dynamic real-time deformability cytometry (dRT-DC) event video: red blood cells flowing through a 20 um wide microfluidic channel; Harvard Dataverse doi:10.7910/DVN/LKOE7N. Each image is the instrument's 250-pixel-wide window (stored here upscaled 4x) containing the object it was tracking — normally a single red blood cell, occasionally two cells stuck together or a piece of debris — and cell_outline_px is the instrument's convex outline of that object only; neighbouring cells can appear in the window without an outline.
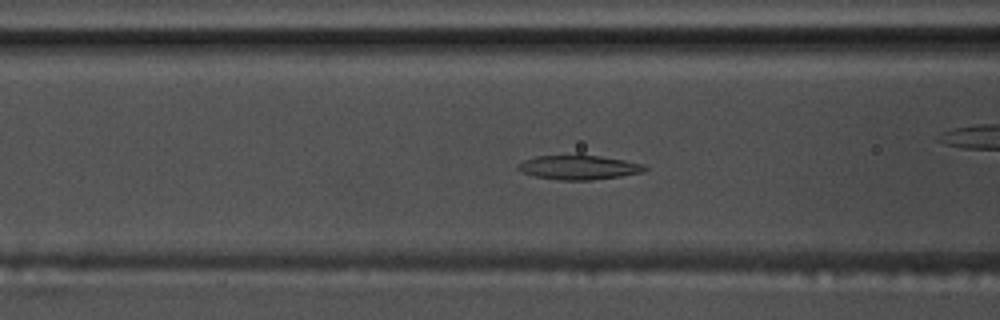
{"species": "common noctule bat (a hibernating species)", "species_latin": "Nyctalus noctula", "temperature_condition": "warm", "stored_images_in_passage": 58, "camera_frame_rate_fps": 3000, "um_per_image_px": 0.085, "animal": {"sex": "male", "body_mass_g": 17.5, "forearm_length_mm": 52.3}, "frame": {"image": 1, "passage_image": 23, "time_ms": 7.333, "image_size_px": [1000, 320], "cell_outline_px": [[648, 168], [644, 172], [620, 176], [592, 180], [560, 180], [536, 176], [520, 172], [516, 168], [516, 164], [524, 160], [536, 156], [576, 152], [624, 160], [644, 164]], "centroid_in_image_um": [49.15, 14.18], "position_along_channel_um": 117.4, "area_um2": 18.73}}
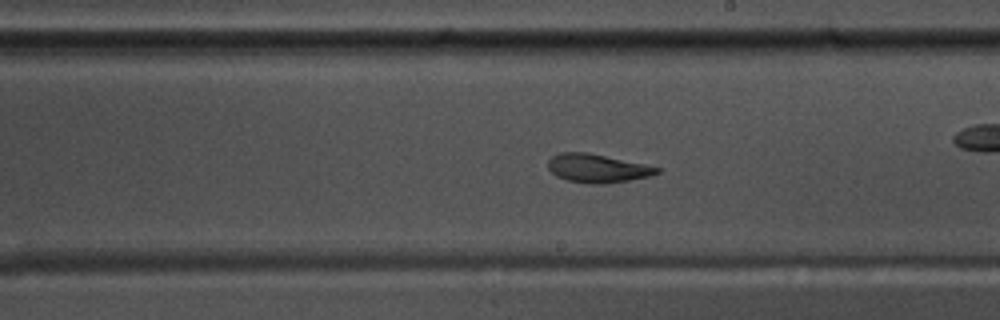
{"frame": {"image": 2, "passage_image": 33, "time_ms": 10.667, "image_size_px": [1000, 320], "cell_outline_px": [[660, 172], [648, 176], [628, 180], [604, 184], [588, 184], [568, 180], [556, 176], [548, 168], [548, 160], [552, 156], [560, 152], [588, 152], [644, 164], [660, 168]], "centroid_in_image_um": [50.74, 14.3], "position_along_channel_um": 238.3, "area_um2": 17.98}}
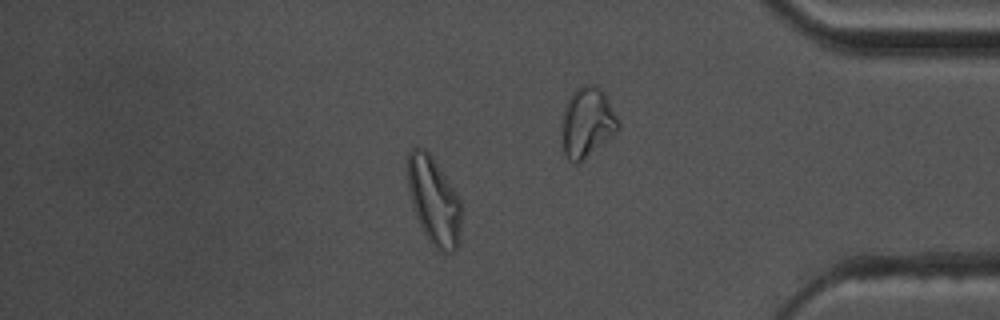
{"frame": {"image": 3, "passage_image": 49, "time_ms": 16.0, "image_size_px": [1000, 320], "cell_outline_px": [[460, 240], [456, 248], [452, 252], [440, 252], [428, 240], [416, 216], [412, 204], [408, 188], [408, 152], [412, 148], [424, 148], [432, 156], [456, 192], [460, 200]], "centroid_in_image_um": [36.88, 17.07], "position_along_channel_um": 398.3, "area_um2": 27.17}, "authors_computed_cell_mechanics": {"area_um2": 19.7965, "velocity_mm_per_s": 3.6384, "shape_relaxation_time_tau1_ms": 11.1395, "shape_relaxation_time_tau2_ms": 2.6722, "deformation_change_tau1": 0.2726, "deformation_change_tau2": 0.1008}}